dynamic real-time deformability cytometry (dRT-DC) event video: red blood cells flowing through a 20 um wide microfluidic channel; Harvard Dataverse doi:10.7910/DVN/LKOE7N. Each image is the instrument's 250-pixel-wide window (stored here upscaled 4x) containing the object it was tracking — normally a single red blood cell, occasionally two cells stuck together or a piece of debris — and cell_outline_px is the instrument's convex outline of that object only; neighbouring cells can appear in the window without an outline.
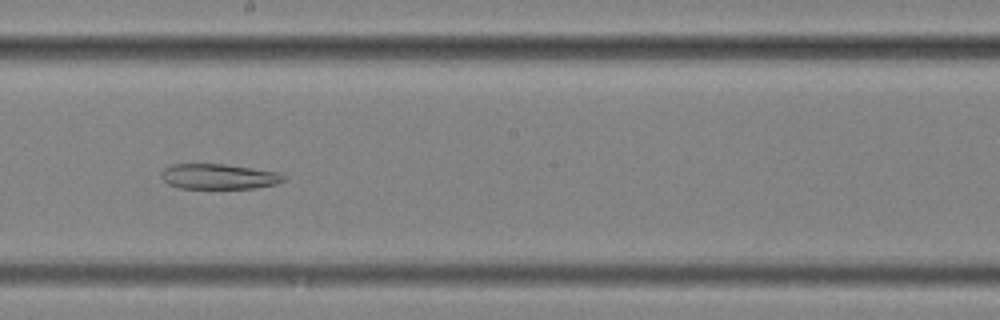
{"species": "common noctule bat (a hibernating species)", "species_latin": "Nyctalus noctula", "temperature_condition": "cold", "stored_images_in_passage": 57, "segment_of_instrument_passage": [2, 2], "camera_frame_rate_fps": 3000, "um_per_image_px": 0.085, "animal": {"sex": "female", "body_mass_g": 25.1}, "frame": {"image": 1, "passage_image": 33, "time_ms": 10.667, "image_size_px": [1000, 320], "cell_outline_px": [[284, 180], [276, 184], [256, 188], [180, 188], [168, 184], [160, 176], [160, 172], [164, 168], [172, 164], [224, 164], [280, 172], [284, 176]], "centroid_in_image_um": [18.58, 15.0], "position_along_channel_um": 229.6, "area_um2": 18.03}}
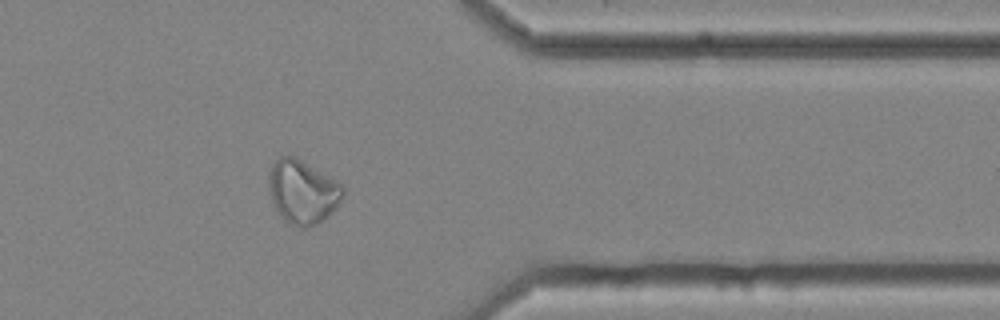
{"frame": {"image": 2, "passage_image": 47, "time_ms": 15.333, "image_size_px": [1000, 320], "cell_outline_px": [[344, 192], [336, 208], [320, 224], [308, 228], [300, 228], [276, 216], [268, 192], [268, 180], [272, 164], [280, 156], [292, 156], [300, 160], [336, 180], [344, 188]], "centroid_in_image_um": [25.68, 16.36], "position_along_channel_um": 385.7, "area_um2": 27.86}}